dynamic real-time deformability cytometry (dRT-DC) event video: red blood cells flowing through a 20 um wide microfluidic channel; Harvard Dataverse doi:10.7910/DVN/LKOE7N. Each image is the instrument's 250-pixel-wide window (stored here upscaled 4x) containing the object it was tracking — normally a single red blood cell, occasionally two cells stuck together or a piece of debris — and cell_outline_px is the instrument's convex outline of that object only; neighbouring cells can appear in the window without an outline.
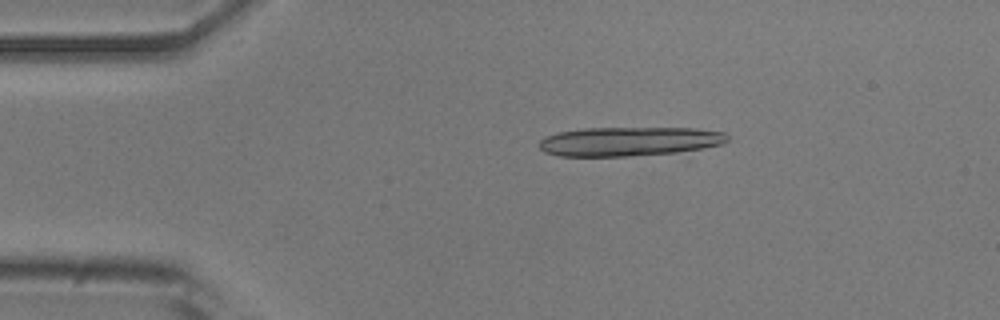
{"species": "common noctule bat (a hibernating species)", "species_latin": "Nyctalus noctula", "temperature_condition": "room temperature", "stored_images_in_passage": 41, "camera_frame_rate_fps": 3000, "um_per_image_px": 0.085, "animal": {"sex": "male", "body_mass_g": 20.5, "forearm_length_mm": 52.5}, "frame": {"image": 1, "passage_image": 4, "time_ms": 1.0, "image_size_px": [1000, 320], "cell_outline_px": [[728, 140], [724, 144], [676, 152], [628, 156], [556, 156], [544, 152], [536, 144], [544, 136], [556, 132], [584, 128], [696, 128], [724, 132], [728, 136]], "centroid_in_image_um": [53.41, 12.01], "position_along_channel_um": 31.6, "area_um2": 32.14}}
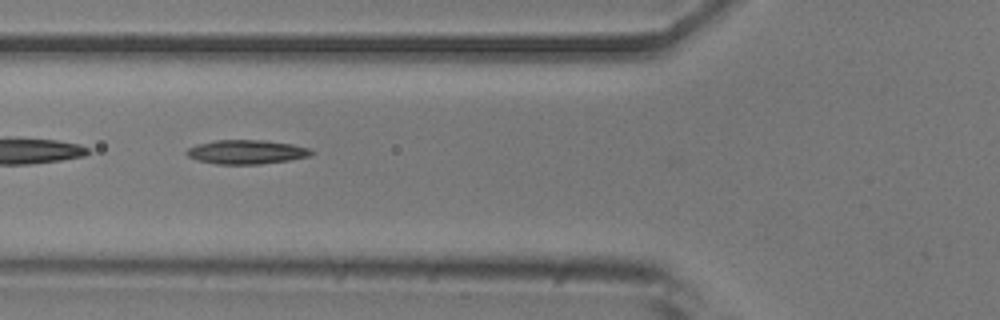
{"frame": {"image": 2, "passage_image": 14, "time_ms": 4.333, "image_size_px": [1000, 320], "cell_outline_px": [[316, 152], [308, 156], [288, 160], [260, 164], [216, 164], [196, 160], [188, 156], [184, 152], [188, 148], [196, 144], [216, 140], [264, 140], [292, 144], [312, 148]], "centroid_in_image_um": [20.95, 12.91], "position_along_channel_um": 104.9, "area_um2": 17.63}}
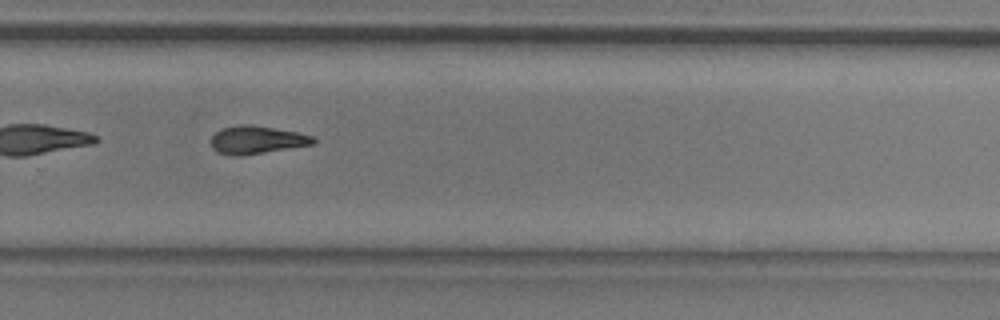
{"frame": {"image": 3, "passage_image": 30, "time_ms": 9.667, "image_size_px": [1000, 320], "cell_outline_px": [[316, 144], [240, 156], [236, 156], [216, 152], [212, 148], [212, 136], [216, 132], [224, 128], [240, 124], [252, 124], [300, 132], [312, 136], [316, 140]], "centroid_in_image_um": [21.86, 11.88], "position_along_channel_um": 307.9, "area_um2": 16.76}}